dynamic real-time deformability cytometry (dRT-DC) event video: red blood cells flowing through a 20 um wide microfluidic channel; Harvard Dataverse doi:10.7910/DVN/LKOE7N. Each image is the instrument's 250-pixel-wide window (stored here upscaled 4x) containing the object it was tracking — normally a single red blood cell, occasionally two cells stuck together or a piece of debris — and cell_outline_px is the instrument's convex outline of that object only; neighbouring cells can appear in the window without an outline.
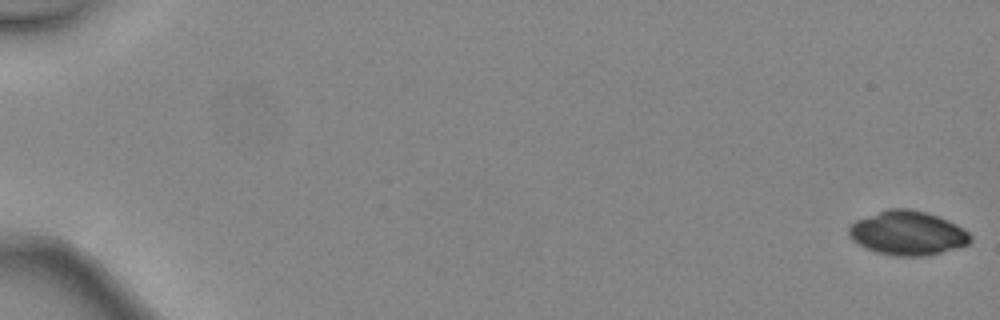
{"species": "common noctule bat (a hibernating species)", "species_latin": "Nyctalus noctula", "temperature_condition": "warm", "stored_images_in_passage": 48, "camera_frame_rate_fps": 3000, "um_per_image_px": 0.085, "animal": {"sex": "female", "body_mass_g": 24.6, "forearm_length_mm": 56.2}, "frame": {"image": 1, "passage_image": 1, "time_ms": 0.0, "image_size_px": [1000, 320], "cell_outline_px": [[972, 240], [968, 244], [940, 252], [924, 256], [896, 256], [876, 252], [852, 240], [848, 236], [848, 228], [856, 220], [888, 208], [908, 208], [924, 212], [948, 220], [964, 228], [972, 236]], "centroid_in_image_um": [77.14, 19.8], "position_along_channel_um": 7.9, "area_um2": 31.04}}